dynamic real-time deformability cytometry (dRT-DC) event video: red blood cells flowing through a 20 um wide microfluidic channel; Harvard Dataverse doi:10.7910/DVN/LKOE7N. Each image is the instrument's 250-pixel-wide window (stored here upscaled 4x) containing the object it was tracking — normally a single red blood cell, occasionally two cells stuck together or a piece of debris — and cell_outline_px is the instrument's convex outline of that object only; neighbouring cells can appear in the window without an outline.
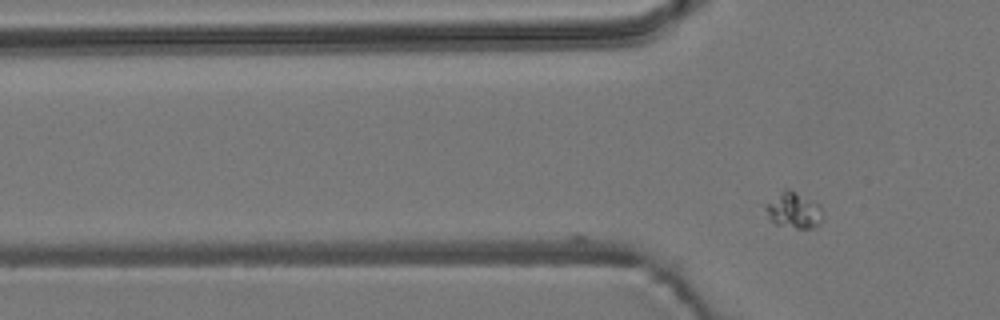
{"species": "common noctule bat (a hibernating species)", "species_latin": "Nyctalus noctula", "temperature_condition": "room temperature", "stored_images_in_passage": 2, "camera_frame_rate_fps": 3000, "um_per_image_px": 0.085, "animal": {"sex": "male", "body_mass_g": 19.2, "forearm_length_mm": 51.8}, "frame": {"image": 1, "passage_image": 2, "time_ms": 0.333, "image_size_px": [1000, 320], "cell_outline_px": [[824, 212], [820, 224], [812, 228], [796, 228], [776, 224], [768, 216], [764, 208], [764, 204], [784, 188], [788, 188], [820, 204]], "centroid_in_image_um": [67.48, 17.86], "position_along_channel_um": 58.3, "area_um2": 12.14}}